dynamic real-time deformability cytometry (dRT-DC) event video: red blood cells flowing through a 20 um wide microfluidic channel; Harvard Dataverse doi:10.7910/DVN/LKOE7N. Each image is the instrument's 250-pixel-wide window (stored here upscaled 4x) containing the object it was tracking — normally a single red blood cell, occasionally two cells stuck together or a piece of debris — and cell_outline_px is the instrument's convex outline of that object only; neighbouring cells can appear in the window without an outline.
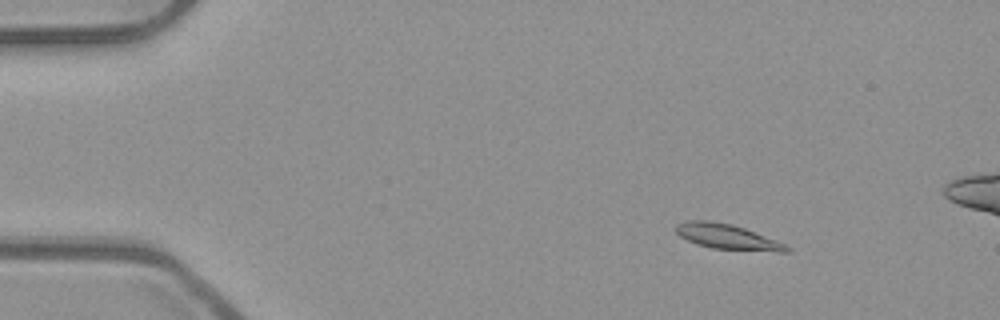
{"species": "common noctule bat (a hibernating species)", "species_latin": "Nyctalus noctula", "temperature_condition": "room temperature", "stored_images_in_passage": 49, "camera_frame_rate_fps": 3000, "um_per_image_px": 0.085, "animal": {"sex": "male", "body_mass_g": 23.1, "forearm_length_mm": 52.7}, "frame": {"image": 1, "passage_image": 3, "time_ms": 0.667, "image_size_px": [1000, 320], "cell_outline_px": [[792, 252], [776, 252], [712, 248], [696, 244], [680, 236], [676, 232], [676, 224], [688, 220], [708, 220], [732, 224], [744, 228], [776, 240], [792, 248]], "centroid_in_image_um": [61.84, 20.13], "position_along_channel_um": 23.2, "area_um2": 16.24}}
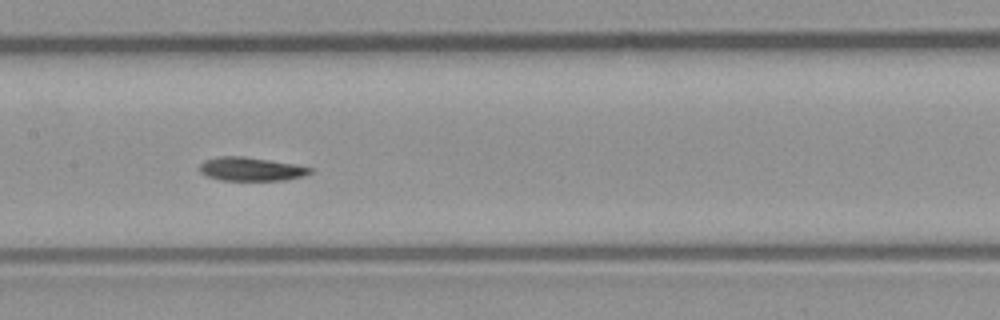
{"frame": {"image": 2, "passage_image": 22, "time_ms": 7.0, "image_size_px": [1000, 320], "cell_outline_px": [[316, 172], [304, 176], [284, 180], [220, 180], [208, 176], [200, 172], [200, 164], [204, 160], [216, 156], [244, 156], [296, 164], [312, 168]], "centroid_in_image_um": [21.37, 14.36], "position_along_channel_um": 186.0, "area_um2": 15.37}}
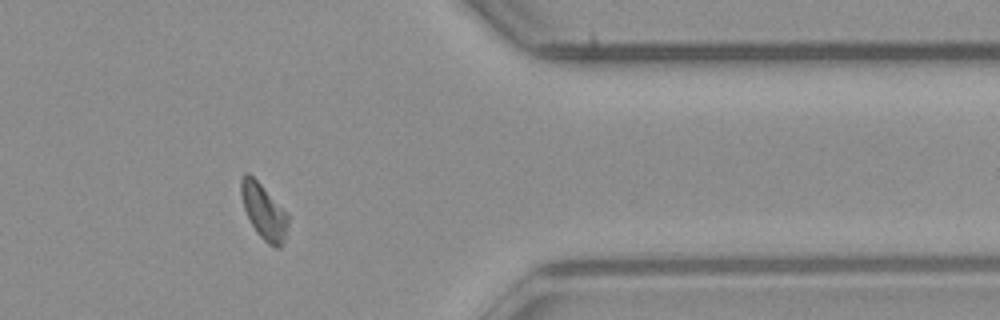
{"frame": {"image": 3, "passage_image": 39, "time_ms": 12.667, "image_size_px": [1000, 320], "cell_outline_px": [[288, 224], [280, 248], [276, 248], [268, 244], [256, 232], [244, 208], [240, 192], [240, 180], [244, 172], [248, 172], [260, 184], [288, 216]], "centroid_in_image_um": [22.38, 17.97], "position_along_channel_um": 389.0, "area_um2": 14.57}, "authors_computed_cell_mechanics": {"area_um2": 15.3748, "velocity_mm_per_s": 3.9206, "shape_relaxation_time_tau1_ms": 8.7677, "shape_relaxation_time_tau2_ms": 2.4176, "deformation_change_tau1": 0.1803, "deformation_change_tau2": 0.0815}}